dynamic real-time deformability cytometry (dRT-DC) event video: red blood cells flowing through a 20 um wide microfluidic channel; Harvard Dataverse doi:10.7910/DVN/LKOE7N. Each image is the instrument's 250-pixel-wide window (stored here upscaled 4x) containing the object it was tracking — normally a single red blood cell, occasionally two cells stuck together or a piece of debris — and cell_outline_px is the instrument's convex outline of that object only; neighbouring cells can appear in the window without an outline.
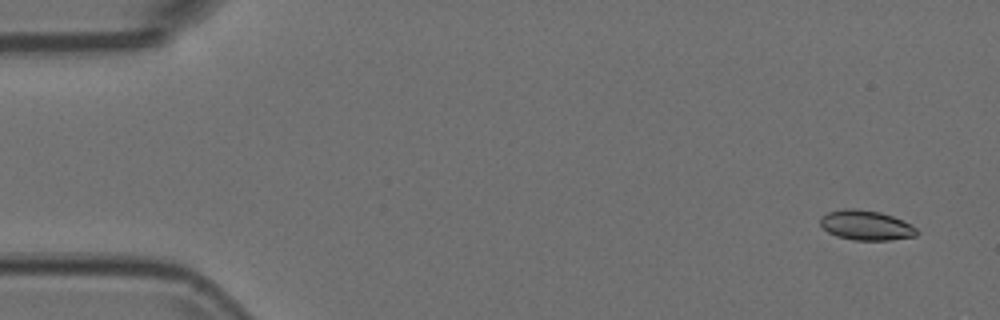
{"species": "Egyptian fruit bat (a non-hibernating species)", "species_latin": "Rousettus aegyptiacus", "temperature_condition": "room temperature", "stored_images_in_passage": 31, "camera_frame_rate_fps": 3000, "um_per_image_px": 0.085, "animal": {"sex": "female"}, "frame": {"image": 1, "passage_image": 1, "time_ms": 0.0, "image_size_px": [1000, 320], "cell_outline_px": [[920, 232], [916, 236], [888, 240], [852, 240], [836, 236], [828, 232], [820, 224], [820, 216], [828, 212], [844, 208], [856, 208], [880, 212], [892, 216], [912, 224]], "centroid_in_image_um": [73.62, 19.14], "position_along_channel_um": 11.4, "area_um2": 16.94}}
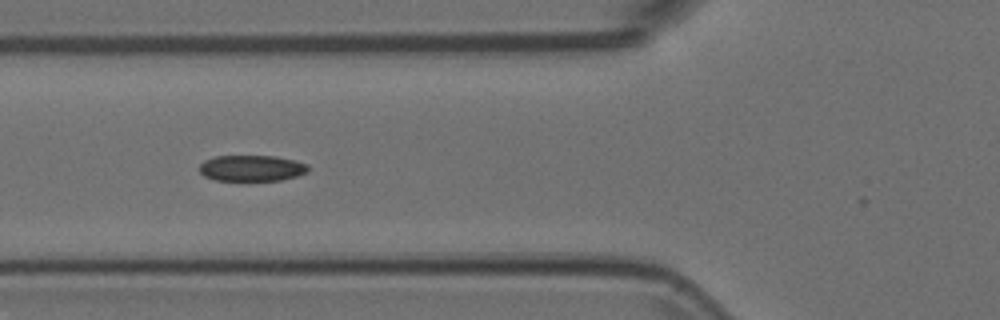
{"frame": {"image": 2, "passage_image": 18, "time_ms": 5.667, "image_size_px": [1000, 320], "cell_outline_px": [[308, 172], [296, 176], [280, 180], [216, 180], [204, 176], [200, 172], [200, 164], [204, 160], [216, 156], [276, 156], [296, 160], [308, 164]], "centroid_in_image_um": [21.41, 14.28], "position_along_channel_um": 104.4, "area_um2": 16.47}}
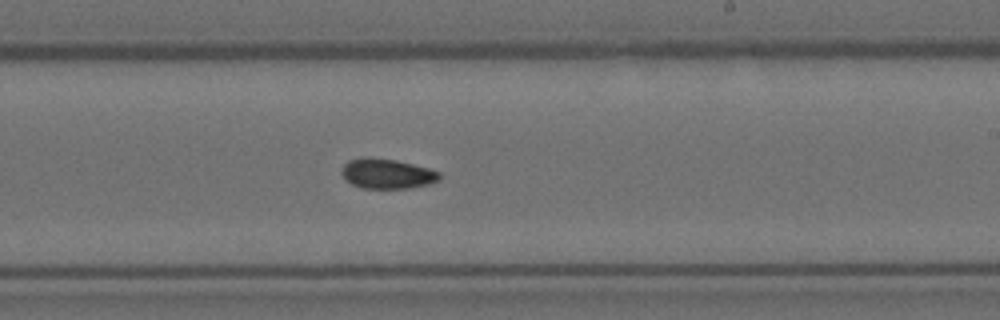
{"frame": {"image": 3, "passage_image": 30, "time_ms": 9.667, "image_size_px": [1000, 320], "cell_outline_px": [[440, 180], [428, 184], [408, 188], [360, 188], [352, 184], [340, 172], [344, 164], [348, 160], [364, 156], [396, 160], [428, 168], [440, 172]], "centroid_in_image_um": [32.88, 14.75], "position_along_channel_um": 256.1, "area_um2": 17.05}}